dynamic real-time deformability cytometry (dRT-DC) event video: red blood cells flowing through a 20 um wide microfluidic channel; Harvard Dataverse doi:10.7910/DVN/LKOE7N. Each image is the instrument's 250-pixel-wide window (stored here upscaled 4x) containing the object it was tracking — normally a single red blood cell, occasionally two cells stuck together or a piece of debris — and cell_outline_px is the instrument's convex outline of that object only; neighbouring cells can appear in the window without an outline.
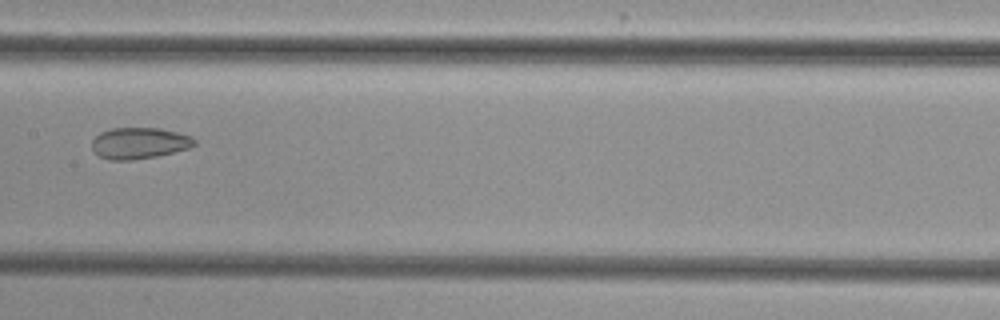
{"species": "common noctule bat (a hibernating species)", "species_latin": "Nyctalus noctula", "temperature_condition": "cold", "stored_images_in_passage": 8, "camera_frame_rate_fps": 3000, "um_per_image_px": 0.085, "animal": {"sex": "female", "body_mass_g": 29.2, "forearm_length_mm": 56.3}, "frame": {"image": 1, "passage_image": 7, "time_ms": 8.0, "image_size_px": [1000, 320], "cell_outline_px": [[196, 144], [188, 148], [156, 156], [132, 160], [108, 160], [92, 152], [92, 140], [100, 132], [112, 128], [160, 128], [192, 136], [196, 140]], "centroid_in_image_um": [11.81, 12.16], "position_along_channel_um": 195.6, "area_um2": 18.73}}
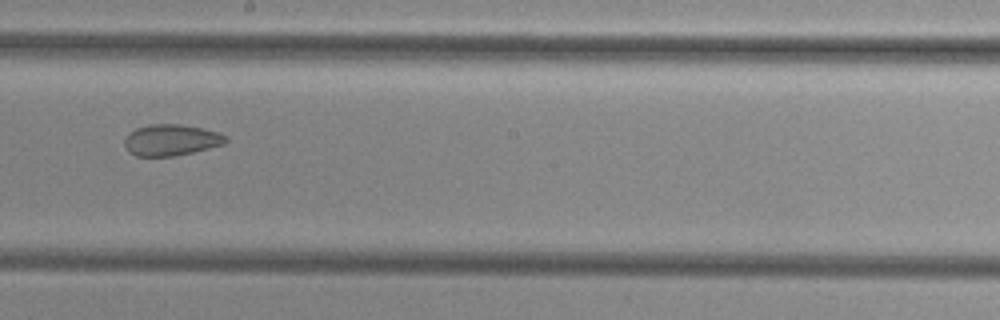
{"frame": {"image": 2, "passage_image": 8, "time_ms": 9.0, "image_size_px": [1000, 320], "cell_outline_px": [[228, 140], [224, 144], [192, 152], [172, 156], [136, 156], [128, 152], [124, 144], [124, 140], [136, 128], [148, 124], [180, 124], [204, 128], [228, 136]], "centroid_in_image_um": [14.55, 11.9], "position_along_channel_um": 233.6, "area_um2": 18.38}}